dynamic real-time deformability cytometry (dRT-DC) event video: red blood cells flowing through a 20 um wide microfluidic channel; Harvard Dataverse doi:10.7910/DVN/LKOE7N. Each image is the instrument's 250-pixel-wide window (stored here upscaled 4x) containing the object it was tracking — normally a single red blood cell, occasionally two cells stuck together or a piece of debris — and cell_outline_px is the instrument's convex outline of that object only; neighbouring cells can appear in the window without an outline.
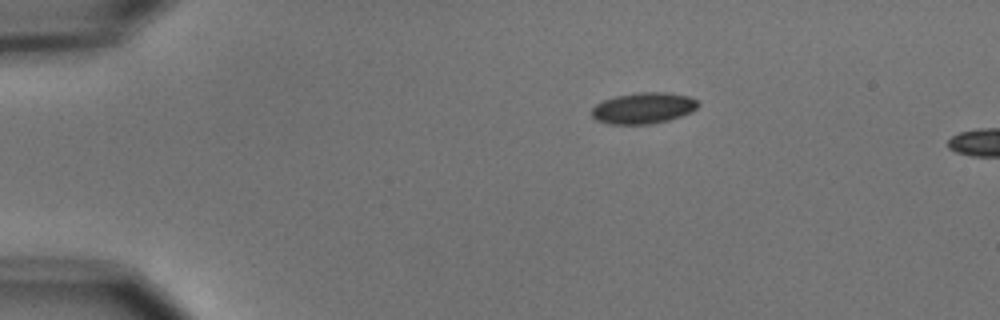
{"species": "common noctule bat (a hibernating species)", "species_latin": "Nyctalus noctula", "temperature_condition": "cold", "stored_images_in_passage": 2, "camera_frame_rate_fps": 3000, "um_per_image_px": 0.085, "animal": {"sex": "male", "body_mass_g": 15.6}, "frame": {"image": 1, "passage_image": 1, "time_ms": 0.0, "image_size_px": [1000, 320], "cell_outline_px": [[700, 104], [692, 112], [668, 120], [652, 124], [608, 124], [596, 120], [592, 116], [592, 108], [596, 104], [604, 100], [616, 96], [636, 92], [668, 92], [688, 96], [696, 100]], "centroid_in_image_um": [54.69, 9.19], "position_along_channel_um": 30.3, "area_um2": 19.36}}